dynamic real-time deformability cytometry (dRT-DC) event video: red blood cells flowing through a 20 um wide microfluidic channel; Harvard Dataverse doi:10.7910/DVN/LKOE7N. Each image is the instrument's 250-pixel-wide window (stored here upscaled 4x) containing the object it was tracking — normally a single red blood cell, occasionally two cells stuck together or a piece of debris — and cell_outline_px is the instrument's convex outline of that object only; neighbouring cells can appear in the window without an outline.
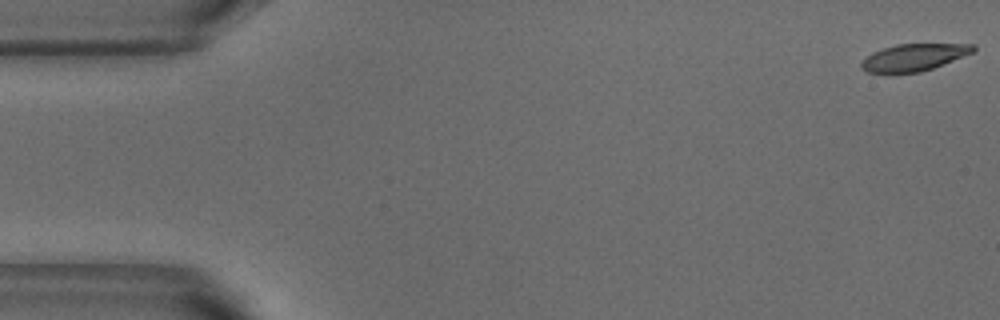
{"species": "common noctule bat (a hibernating species)", "species_latin": "Nyctalus noctula", "temperature_condition": "warm", "stored_images_in_passage": 54, "segment_of_instrument_passage": [1, 2], "camera_frame_rate_fps": 3000, "um_per_image_px": 0.085, "animal": {"sex": "male", "body_mass_g": 18.8}, "frame": {"image": 1, "passage_image": 1, "time_ms": 0.0, "image_size_px": [1000, 320], "cell_outline_px": [[976, 48], [972, 52], [932, 68], [920, 72], [868, 72], [860, 68], [860, 64], [872, 52], [896, 44], [976, 44]], "centroid_in_image_um": [77.66, 4.86], "position_along_channel_um": 7.3, "area_um2": 17.17}}
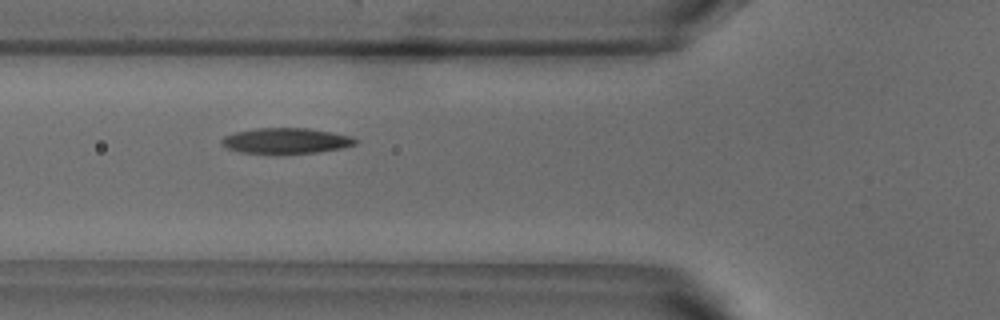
{"frame": {"image": 2, "passage_image": 19, "time_ms": 6.0, "image_size_px": [1000, 320], "cell_outline_px": [[356, 144], [340, 148], [316, 152], [240, 152], [228, 148], [220, 144], [220, 140], [224, 136], [236, 132], [256, 128], [308, 128], [352, 136], [356, 140]], "centroid_in_image_um": [24.28, 11.94], "position_along_channel_um": 101.5, "area_um2": 19.36}}
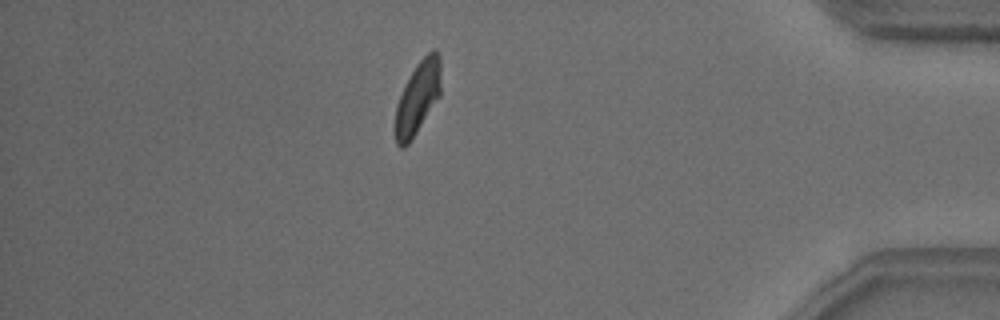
{"frame": {"image": 3, "passage_image": 46, "time_ms": 15.0, "image_size_px": [1000, 320], "cell_outline_px": [[440, 96], [408, 144], [404, 148], [400, 148], [396, 144], [396, 104], [416, 64], [432, 48], [436, 48], [440, 56]], "centroid_in_image_um": [35.53, 8.27], "position_along_channel_um": 399.7, "area_um2": 18.96}}